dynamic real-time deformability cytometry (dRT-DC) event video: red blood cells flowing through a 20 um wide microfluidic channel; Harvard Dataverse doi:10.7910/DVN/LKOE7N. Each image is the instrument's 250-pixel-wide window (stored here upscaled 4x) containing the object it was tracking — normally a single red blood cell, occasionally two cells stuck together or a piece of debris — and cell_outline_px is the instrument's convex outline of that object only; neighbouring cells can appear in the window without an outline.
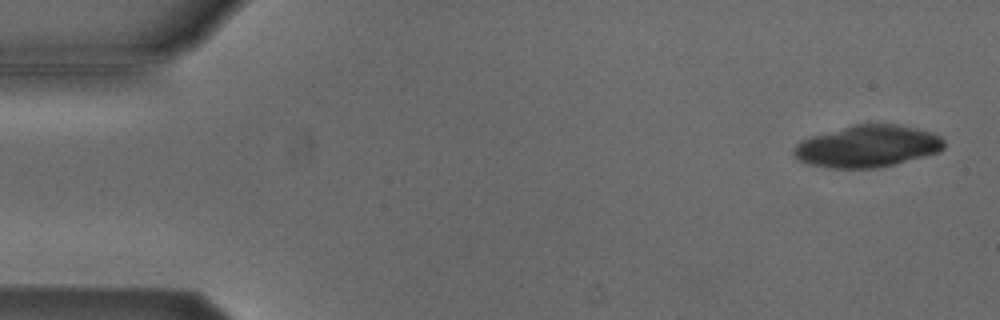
{"species": "Egyptian fruit bat (a non-hibernating species)", "species_latin": "Rousettus aegyptiacus", "temperature_condition": "cold", "stored_images_in_passage": 18, "camera_frame_rate_fps": 3000, "um_per_image_px": 0.085, "animal": {"sex": "male"}, "frame": {"image": 1, "passage_image": 2, "time_ms": 0.333, "image_size_px": [1000, 320], "cell_outline_px": [[944, 148], [940, 152], [876, 168], [828, 168], [808, 164], [796, 160], [792, 152], [792, 148], [800, 140], [812, 136], [856, 124], [896, 124], [916, 128], [940, 136], [944, 140]], "centroid_in_image_um": [73.69, 12.44], "position_along_channel_um": 11.3, "area_um2": 36.59}}